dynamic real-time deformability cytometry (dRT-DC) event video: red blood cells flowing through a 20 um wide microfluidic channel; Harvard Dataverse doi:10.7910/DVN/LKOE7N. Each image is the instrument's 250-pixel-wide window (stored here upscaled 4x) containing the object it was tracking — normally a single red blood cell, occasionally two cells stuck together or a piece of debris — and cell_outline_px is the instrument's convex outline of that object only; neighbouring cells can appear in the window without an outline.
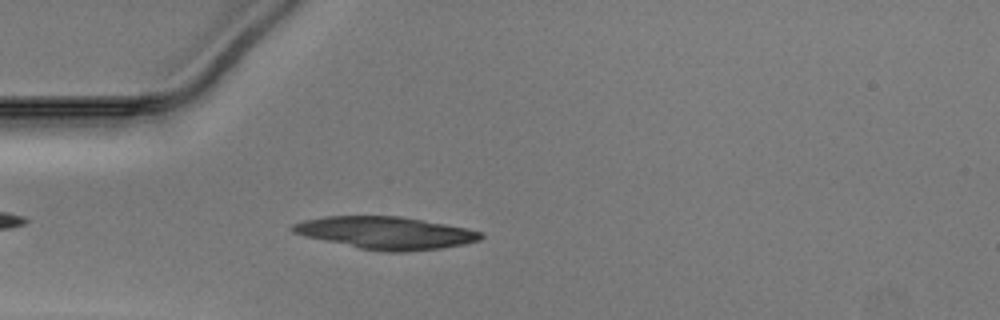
{"species": "Egyptian fruit bat (a non-hibernating species)", "species_latin": "Rousettus aegyptiacus", "temperature_condition": "warm", "stored_images_in_passage": 49, "camera_frame_rate_fps": 3000, "um_per_image_px": 0.085, "animal": {"sex": "male"}, "frame": {"image": 1, "passage_image": 13, "time_ms": 4.0, "image_size_px": [1000, 320], "cell_outline_px": [[484, 236], [480, 240], [464, 244], [440, 248], [400, 252], [384, 252], [360, 248], [304, 236], [292, 232], [288, 228], [292, 224], [304, 220], [324, 216], [400, 216], [468, 228], [484, 232]], "centroid_in_image_um": [32.78, 19.79], "position_along_channel_um": 52.2, "area_um2": 35.55}}
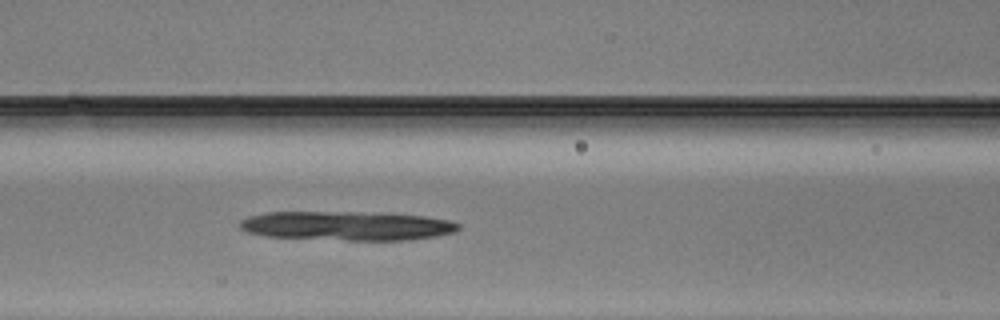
{"frame": {"image": 2, "passage_image": 20, "time_ms": 6.333, "image_size_px": [1000, 320], "cell_outline_px": [[460, 228], [452, 232], [436, 236], [404, 240], [348, 240], [264, 236], [248, 232], [240, 228], [240, 220], [248, 216], [264, 212], [392, 212], [424, 216], [452, 220], [460, 224]], "centroid_in_image_um": [29.51, 19.17], "position_along_channel_um": 137.1, "area_um2": 37.45}}
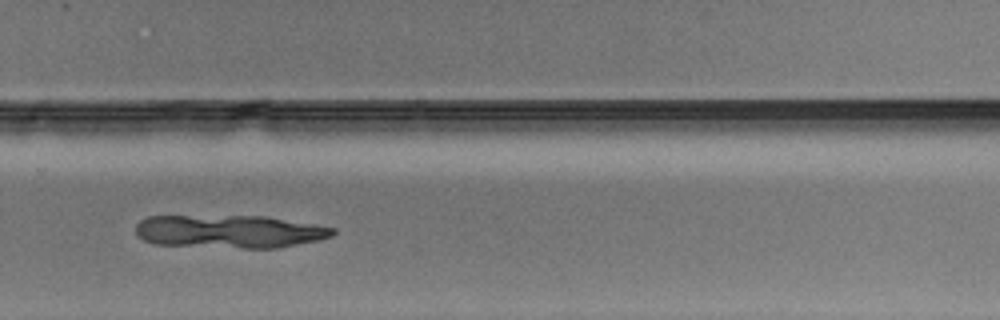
{"frame": {"image": 3, "passage_image": 33, "time_ms": 10.667, "image_size_px": [1000, 320], "cell_outline_px": [[336, 232], [332, 236], [316, 240], [276, 248], [244, 248], [152, 244], [144, 240], [136, 232], [136, 224], [140, 220], [148, 216], [264, 216], [336, 228]], "centroid_in_image_um": [19.47, 19.67], "position_along_channel_um": 310.3, "area_um2": 37.74}}